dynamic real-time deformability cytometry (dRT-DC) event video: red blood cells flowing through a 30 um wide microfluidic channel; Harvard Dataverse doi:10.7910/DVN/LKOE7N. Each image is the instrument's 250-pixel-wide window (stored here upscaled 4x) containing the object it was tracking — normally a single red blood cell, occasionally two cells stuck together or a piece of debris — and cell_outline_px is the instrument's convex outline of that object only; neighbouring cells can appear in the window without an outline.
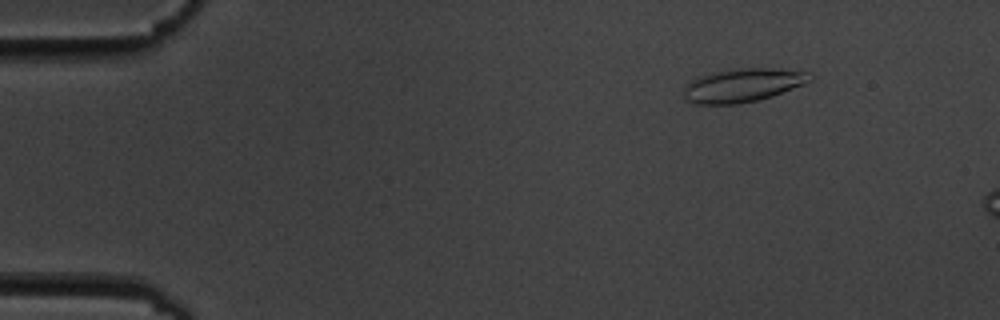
{"species": "common noctule bat (a hibernating species)", "species_latin": "Nyctalus noctula", "temperature_condition": "cold", "stored_images_in_passage": 6, "camera_frame_rate_fps": 3000, "um_per_image_px": 0.085, "animal": {"sex": "male", "body_mass_g": 19.5, "forearm_length_mm": 54.6}, "frame": {"image": 1, "passage_image": 3, "time_ms": 2.333, "image_size_px": [1000, 320], "cell_outline_px": [[812, 80], [804, 84], [772, 96], [756, 100], [736, 104], [696, 104], [684, 100], [684, 88], [696, 76], [712, 72], [748, 68], [772, 68], [812, 72]], "centroid_in_image_um": [63.13, 7.24], "position_along_channel_um": 21.9, "area_um2": 24.62}}